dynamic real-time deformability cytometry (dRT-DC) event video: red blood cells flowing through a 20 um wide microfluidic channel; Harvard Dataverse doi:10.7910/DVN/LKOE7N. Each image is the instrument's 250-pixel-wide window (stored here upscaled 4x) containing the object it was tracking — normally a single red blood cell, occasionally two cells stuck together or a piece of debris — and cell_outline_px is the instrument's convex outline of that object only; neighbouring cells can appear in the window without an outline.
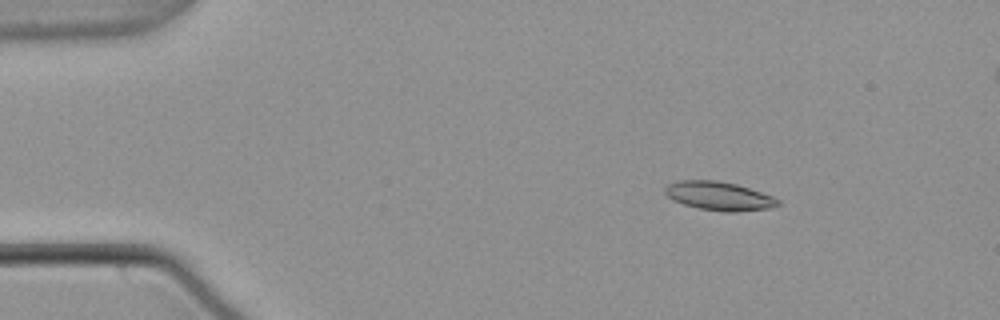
{"species": "common noctule bat (a hibernating species)", "species_latin": "Nyctalus noctula", "temperature_condition": "warm", "stored_images_in_passage": 55, "segment_of_instrument_passage": [1, 2], "camera_frame_rate_fps": 3000, "um_per_image_px": 0.085, "animal": {"sex": "male", "body_mass_g": 21.5, "forearm_length_mm": 52.0}, "frame": {"image": 1, "passage_image": 8, "time_ms": 2.333, "image_size_px": [1000, 320], "cell_outline_px": [[780, 204], [768, 208], [736, 212], [724, 212], [696, 208], [672, 200], [664, 192], [664, 188], [668, 184], [676, 180], [716, 180], [736, 184], [772, 196], [780, 200]], "centroid_in_image_um": [61.07, 16.66], "position_along_channel_um": 23.9, "area_um2": 18.9}}
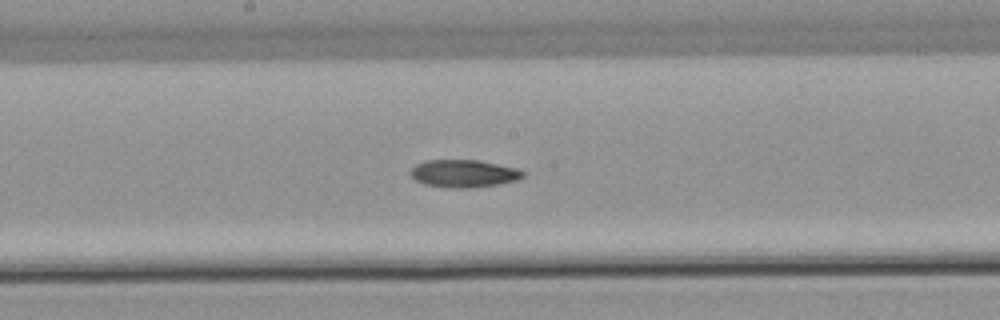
{"frame": {"image": 2, "passage_image": 29, "time_ms": 9.333, "image_size_px": [1000, 320], "cell_outline_px": [[524, 176], [520, 180], [472, 188], [444, 188], [424, 184], [416, 180], [412, 176], [412, 168], [416, 164], [424, 160], [480, 160], [516, 168], [524, 172]], "centroid_in_image_um": [39.43, 14.75], "position_along_channel_um": 208.8, "area_um2": 18.15}}
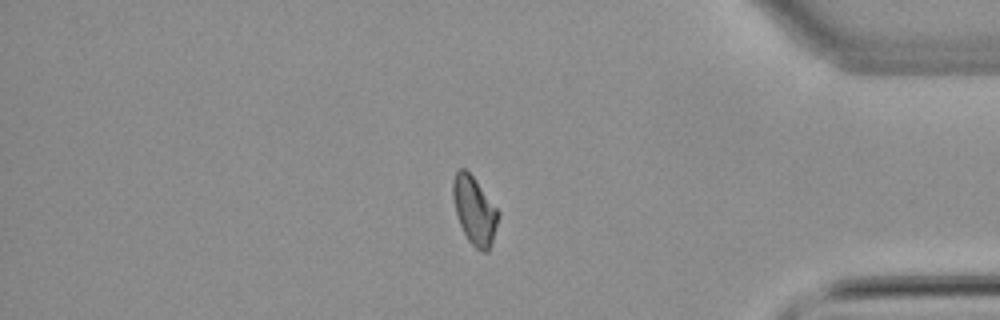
{"frame": {"image": 3, "passage_image": 46, "time_ms": 15.0, "image_size_px": [1000, 320], "cell_outline_px": [[500, 216], [488, 252], [480, 252], [468, 240], [460, 224], [456, 212], [452, 196], [452, 180], [456, 172], [460, 168], [464, 168], [472, 176], [500, 212]], "centroid_in_image_um": [40.33, 17.9], "position_along_channel_um": 394.9, "area_um2": 17.74}}